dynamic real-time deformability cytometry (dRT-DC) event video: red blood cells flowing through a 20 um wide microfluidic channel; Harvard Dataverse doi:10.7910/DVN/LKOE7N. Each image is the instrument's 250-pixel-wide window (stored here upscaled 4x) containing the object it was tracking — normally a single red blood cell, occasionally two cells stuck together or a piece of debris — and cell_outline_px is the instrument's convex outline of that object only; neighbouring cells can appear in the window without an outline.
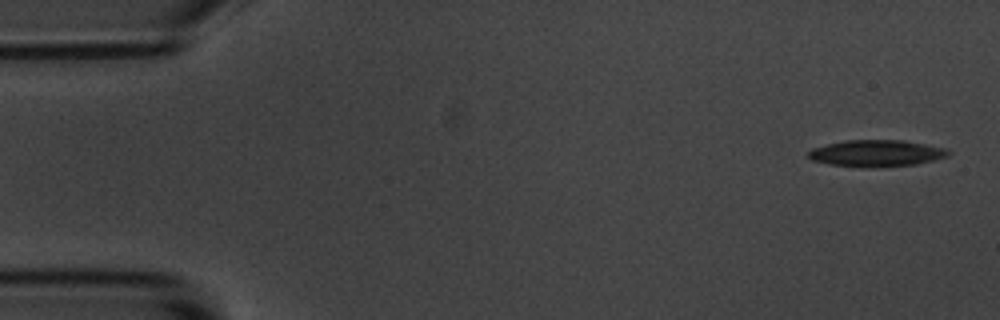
{"species": "common noctule bat (a hibernating species)", "species_latin": "Nyctalus noctula", "temperature_condition": "room temperature", "stored_images_in_passage": 4, "camera_frame_rate_fps": 3000, "um_per_image_px": 0.085, "animal": {"sex": "male", "body_mass_g": 20.1, "forearm_length_mm": 53.5}, "frame": {"image": 1, "passage_image": 1, "time_ms": 0.0, "image_size_px": [1000, 320], "cell_outline_px": [[952, 152], [948, 156], [916, 164], [880, 168], [864, 168], [832, 164], [812, 160], [808, 156], [808, 152], [812, 148], [844, 140], [904, 140], [948, 148]], "centroid_in_image_um": [74.54, 13.03], "position_along_channel_um": 10.5, "area_um2": 21.96}}
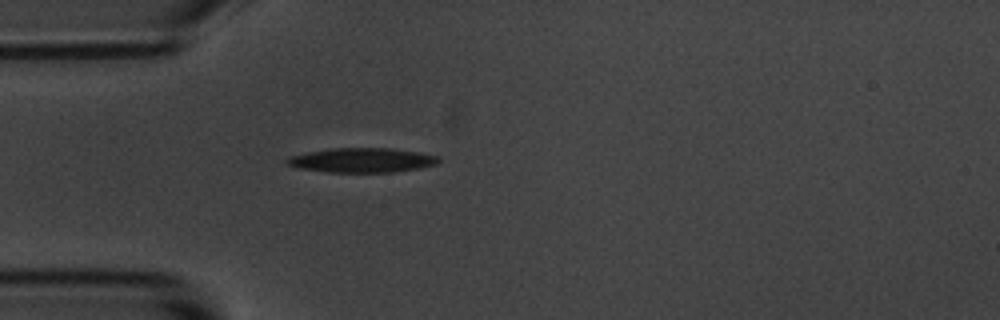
{"frame": {"image": 2, "passage_image": 4, "time_ms": 1.0, "image_size_px": [1000, 320], "cell_outline_px": [[440, 160], [436, 164], [416, 168], [392, 172], [328, 172], [300, 168], [284, 164], [284, 160], [288, 156], [304, 152], [332, 148], [392, 148], [420, 152], [436, 156]], "centroid_in_image_um": [30.68, 13.6], "position_along_channel_um": 54.3, "area_um2": 21.68}}